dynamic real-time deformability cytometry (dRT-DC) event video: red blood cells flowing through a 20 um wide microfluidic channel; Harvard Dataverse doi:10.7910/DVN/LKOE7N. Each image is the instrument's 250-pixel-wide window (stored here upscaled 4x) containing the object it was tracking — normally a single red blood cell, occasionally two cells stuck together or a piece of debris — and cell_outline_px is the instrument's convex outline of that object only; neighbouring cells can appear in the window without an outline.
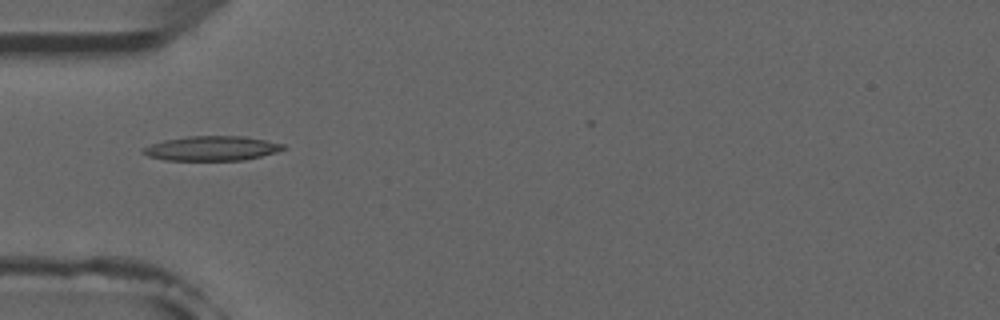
{"species": "common noctule bat (a hibernating species)", "species_latin": "Nyctalus noctula", "temperature_condition": "room temperature", "stored_images_in_passage": 8, "camera_frame_rate_fps": 3000, "um_per_image_px": 0.085, "animal": {"sex": "male", "forearm_length_mm": 52.5}, "frame": {"image": 1, "passage_image": 4, "time_ms": 4.333, "image_size_px": [1000, 320], "cell_outline_px": [[288, 148], [276, 152], [244, 160], [164, 160], [148, 156], [140, 152], [140, 148], [164, 140], [188, 136], [244, 136], [284, 144]], "centroid_in_image_um": [17.97, 12.61], "position_along_channel_um": 67.0, "area_um2": 20.11}}
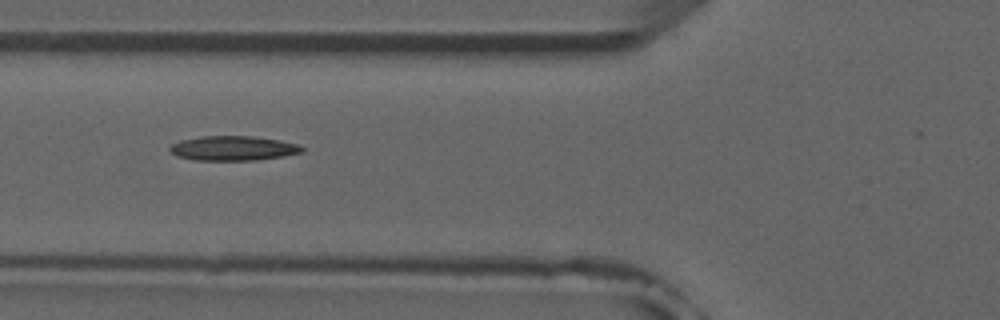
{"frame": {"image": 2, "passage_image": 5, "time_ms": 5.333, "image_size_px": [1000, 320], "cell_outline_px": [[304, 152], [284, 156], [256, 160], [196, 160], [176, 156], [168, 148], [172, 144], [180, 140], [200, 136], [252, 136], [280, 140], [300, 144], [304, 148]], "centroid_in_image_um": [19.85, 12.6], "position_along_channel_um": 106.0, "area_um2": 19.07}}
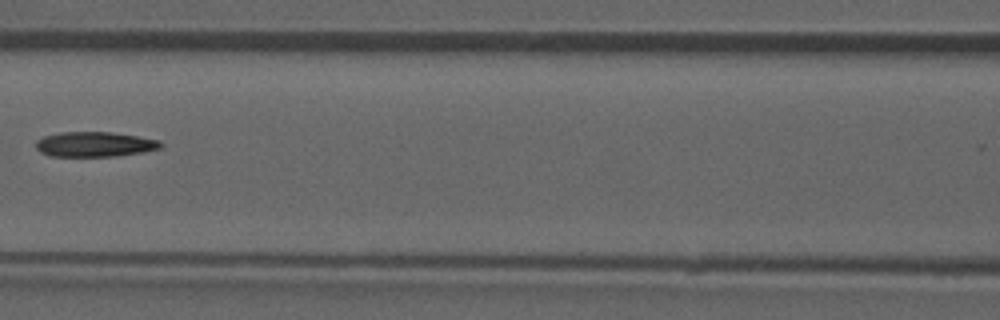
{"frame": {"image": 3, "passage_image": 6, "time_ms": 6.667, "image_size_px": [1000, 320], "cell_outline_px": [[164, 144], [160, 148], [144, 152], [116, 156], [48, 156], [40, 152], [36, 148], [36, 140], [44, 136], [60, 132], [112, 132], [160, 140]], "centroid_in_image_um": [8.05, 12.26], "position_along_channel_um": 158.6, "area_um2": 18.26}}